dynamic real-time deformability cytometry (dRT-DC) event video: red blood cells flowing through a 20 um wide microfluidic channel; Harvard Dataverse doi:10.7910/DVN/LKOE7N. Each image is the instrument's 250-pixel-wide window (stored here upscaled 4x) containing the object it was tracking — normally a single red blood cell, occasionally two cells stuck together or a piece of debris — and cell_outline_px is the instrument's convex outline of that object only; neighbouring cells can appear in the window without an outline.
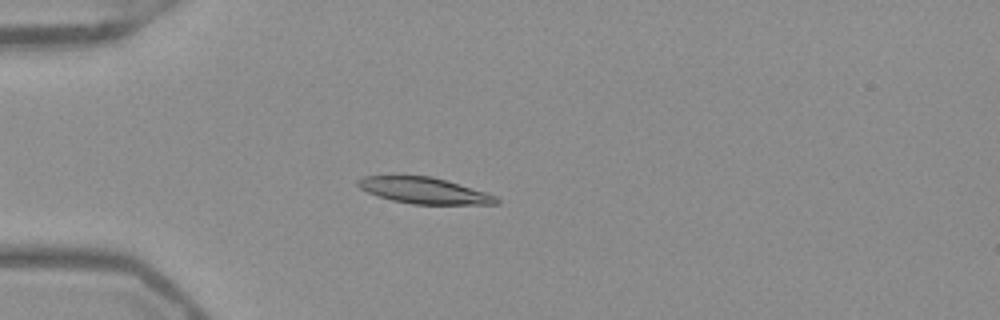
{"species": "Egyptian fruit bat (a non-hibernating species)", "species_latin": "Rousettus aegyptiacus", "temperature_condition": "warm", "stored_images_in_passage": 40, "camera_frame_rate_fps": 3000, "um_per_image_px": 0.085, "frame": {"image": 1, "passage_image": 3, "time_ms": 0.667, "image_size_px": [1000, 320], "cell_outline_px": [[500, 204], [412, 204], [392, 200], [368, 192], [360, 188], [356, 184], [356, 180], [364, 176], [392, 172], [432, 176], [484, 192], [496, 196], [500, 200]], "centroid_in_image_um": [35.93, 16.14], "position_along_channel_um": 49.1, "area_um2": 21.79}}
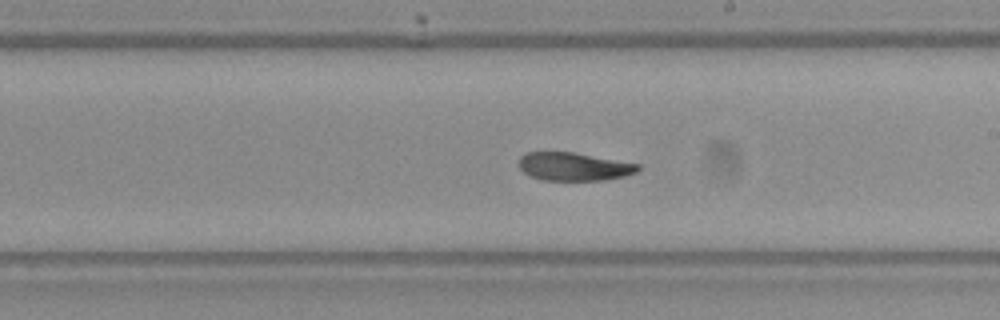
{"frame": {"image": 2, "passage_image": 19, "time_ms": 6.0, "image_size_px": [1000, 320], "cell_outline_px": [[640, 168], [636, 172], [624, 176], [604, 180], [540, 180], [524, 172], [520, 168], [520, 156], [524, 152], [572, 152], [640, 164]], "centroid_in_image_um": [48.77, 14.16], "position_along_channel_um": 240.2, "area_um2": 19.42}}
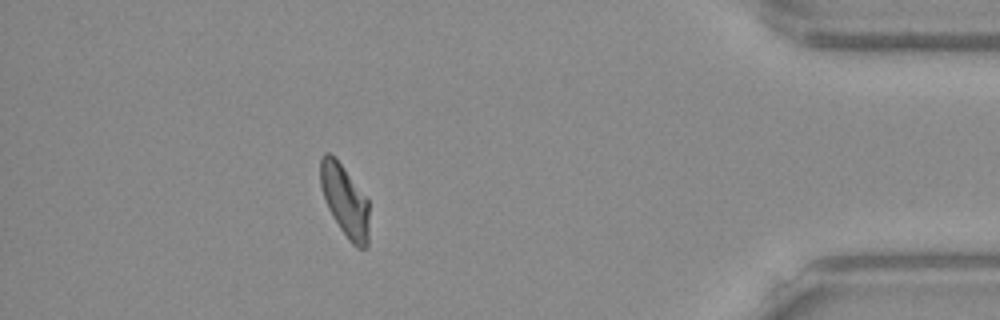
{"frame": {"image": 3, "passage_image": 35, "time_ms": 11.333, "image_size_px": [1000, 320], "cell_outline_px": [[368, 248], [356, 248], [348, 240], [332, 216], [328, 208], [320, 184], [320, 156], [324, 152], [328, 152], [340, 164], [368, 200]], "centroid_in_image_um": [29.3, 17.1], "position_along_channel_um": 405.9, "area_um2": 20.06}, "authors_computed_cell_mechanics": {"area_um2": 21.1259, "velocity_mm_per_s": 3.9201, "shape_relaxation_time_tau1_ms": 5.4045, "shape_relaxation_time_tau2_ms": 4.9759, "deformation_change_tau1": 0.1851, "deformation_change_tau2": 0.1132}}